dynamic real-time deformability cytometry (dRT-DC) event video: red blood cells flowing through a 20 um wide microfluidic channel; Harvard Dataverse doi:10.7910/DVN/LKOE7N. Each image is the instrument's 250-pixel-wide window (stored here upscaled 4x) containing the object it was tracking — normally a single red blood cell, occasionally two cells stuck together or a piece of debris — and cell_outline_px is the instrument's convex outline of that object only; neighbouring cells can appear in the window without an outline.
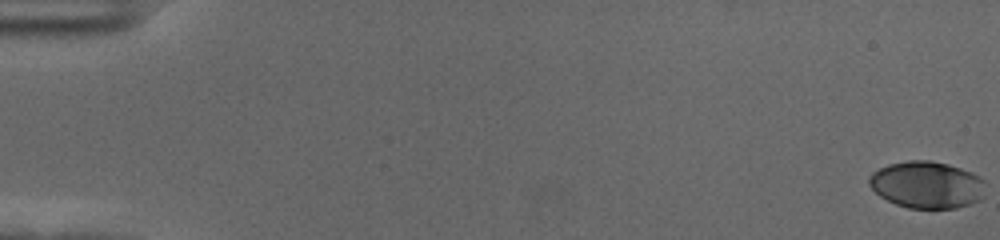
{"species": "human", "species_latin": "Homo sapiens", "temperature_condition": "cold", "stored_images_in_passage": 59, "camera_frame_rate_fps": 3000, "um_per_image_px": 0.085, "donor": {"sex": "female"}, "frame": {"image": 1, "passage_image": 1, "time_ms": 0.0, "image_size_px": [1000, 240], "cell_outline_px": [[984, 196], [980, 200], [956, 208], [908, 208], [896, 204], [880, 196], [868, 184], [868, 176], [872, 172], [888, 164], [908, 160], [928, 160], [948, 164], [972, 172], [980, 176], [984, 180]], "centroid_in_image_um": [78.78, 15.7], "position_along_channel_um": 6.2, "area_um2": 31.96}}
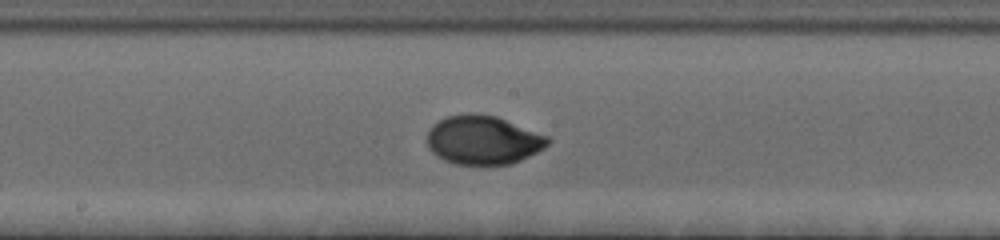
{"frame": {"image": 2, "passage_image": 33, "time_ms": 10.667, "image_size_px": [1000, 240], "cell_outline_px": [[552, 140], [544, 148], [512, 164], [456, 164], [444, 160], [436, 156], [428, 148], [428, 132], [432, 124], [448, 116], [468, 112], [472, 112], [496, 116], [548, 136]], "centroid_in_image_um": [41.05, 11.89], "position_along_channel_um": 207.1, "area_um2": 34.33}}
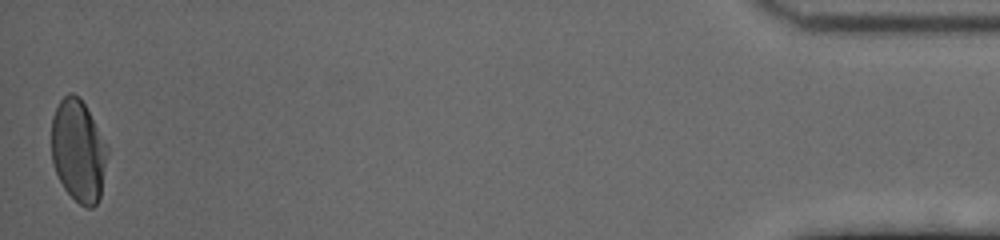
{"frame": {"image": 3, "passage_image": 59, "time_ms": 19.333, "image_size_px": [1000, 240], "cell_outline_px": [[108, 156], [100, 196], [96, 204], [92, 208], [88, 208], [80, 204], [64, 188], [56, 172], [52, 160], [52, 116], [60, 100], [68, 92], [72, 92], [80, 96], [108, 144]], "centroid_in_image_um": [6.68, 12.78], "position_along_channel_um": 428.5, "area_um2": 33.52}, "authors_computed_cell_mechanics": {"area_um2": 32.8882, "velocity_mm_per_s": 3.5216, "shape_relaxation_time_tau1_ms": 3.1864, "shape_relaxation_time_tau2_ms": null, "deformation_change_tau1": 0.1804, "deformation_change_tau2": null}}